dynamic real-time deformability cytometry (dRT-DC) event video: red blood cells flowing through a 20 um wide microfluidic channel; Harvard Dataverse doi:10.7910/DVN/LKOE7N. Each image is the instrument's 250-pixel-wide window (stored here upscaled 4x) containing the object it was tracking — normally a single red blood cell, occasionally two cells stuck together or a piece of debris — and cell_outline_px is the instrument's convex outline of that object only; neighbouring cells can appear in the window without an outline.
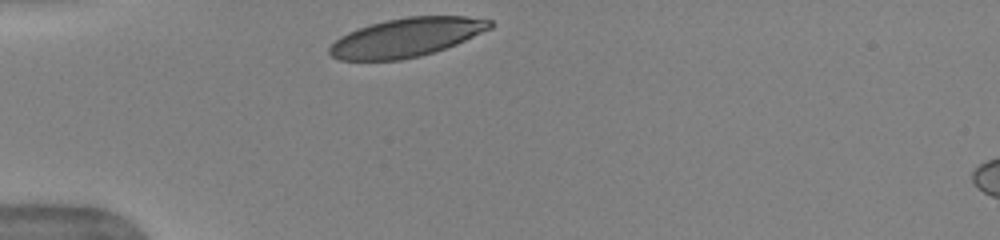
{"species": "human", "species_latin": "Homo sapiens", "temperature_condition": "warm", "stored_images_in_passage": 30, "camera_frame_rate_fps": 3000, "um_per_image_px": 0.085, "donor": {"sex": "female"}, "frame": {"image": 1, "passage_image": 1, "time_ms": 0.0, "image_size_px": [1000, 240], "cell_outline_px": [[492, 28], [456, 44], [420, 56], [400, 60], [340, 60], [332, 56], [328, 52], [328, 48], [340, 36], [356, 28], [388, 20], [408, 16], [464, 16], [492, 20]], "centroid_in_image_um": [34.53, 3.18], "position_along_channel_um": 50.5, "area_um2": 36.07}}
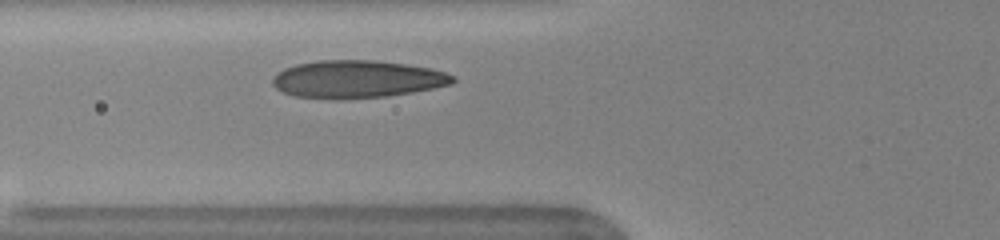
{"frame": {"image": 2, "passage_image": 6, "time_ms": 1.667, "image_size_px": [1000, 240], "cell_outline_px": [[456, 80], [452, 84], [412, 92], [388, 96], [340, 100], [296, 96], [284, 92], [276, 88], [272, 84], [272, 80], [284, 68], [296, 64], [316, 60], [376, 60], [408, 64], [428, 68], [444, 72], [456, 76]], "centroid_in_image_um": [30.37, 6.73], "position_along_channel_um": 95.4, "area_um2": 39.59}}
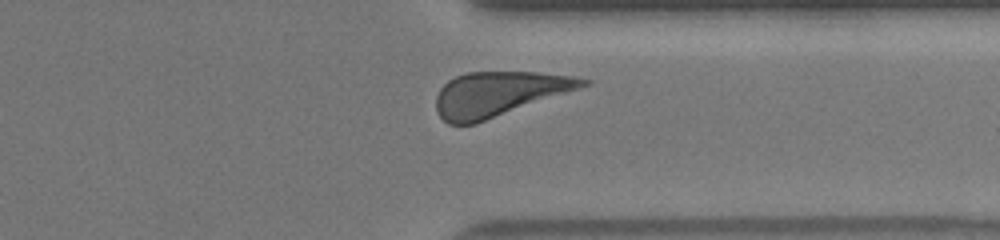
{"frame": {"image": 3, "passage_image": 27, "time_ms": 8.667, "image_size_px": [1000, 240], "cell_outline_px": [[592, 80], [588, 84], [580, 88], [476, 124], [448, 124], [440, 116], [436, 108], [436, 96], [440, 88], [448, 80], [456, 76], [468, 72], [540, 72], [580, 76]], "centroid_in_image_um": [42.42, 7.97], "position_along_channel_um": 369.0, "area_um2": 38.21}, "authors_computed_cell_mechanics": {"area_um2": 38.2058, "velocity_mm_per_s": 3.8983, "shape_relaxation_time_tau1_ms": 2.3453, "shape_relaxation_time_tau2_ms": null, "deformation_change_tau1": 0.1258, "deformation_change_tau2": null}}